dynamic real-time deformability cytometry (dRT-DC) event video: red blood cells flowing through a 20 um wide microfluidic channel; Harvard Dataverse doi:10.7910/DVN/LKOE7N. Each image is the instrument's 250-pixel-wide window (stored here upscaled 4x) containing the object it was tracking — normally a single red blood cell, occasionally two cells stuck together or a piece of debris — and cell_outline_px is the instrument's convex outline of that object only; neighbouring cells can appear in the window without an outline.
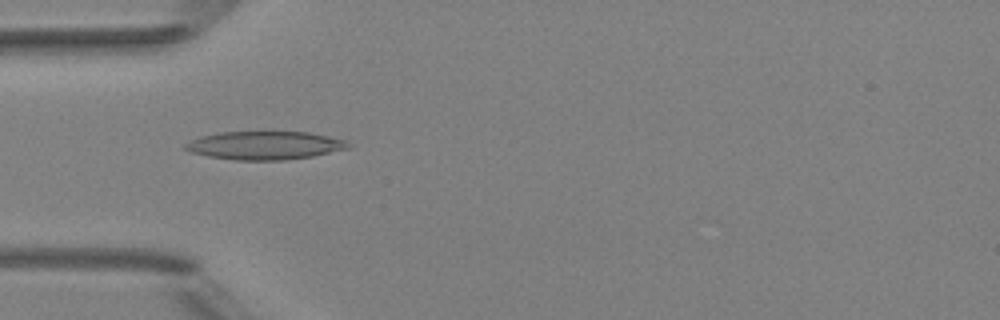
{"species": "Egyptian fruit bat (a non-hibernating species)", "species_latin": "Rousettus aegyptiacus", "temperature_condition": "room temperature", "stored_images_in_passage": 5, "camera_frame_rate_fps": 3000, "um_per_image_px": 0.085, "animal": {"sex": "female"}, "frame": {"image": 1, "passage_image": 5, "time_ms": 4.333, "image_size_px": [1000, 320], "cell_outline_px": [[352, 148], [312, 156], [284, 160], [236, 160], [208, 156], [192, 152], [184, 148], [184, 144], [200, 136], [220, 132], [308, 132], [348, 140], [352, 144]], "centroid_in_image_um": [22.57, 12.36], "position_along_channel_um": 62.4, "area_um2": 26.93}}